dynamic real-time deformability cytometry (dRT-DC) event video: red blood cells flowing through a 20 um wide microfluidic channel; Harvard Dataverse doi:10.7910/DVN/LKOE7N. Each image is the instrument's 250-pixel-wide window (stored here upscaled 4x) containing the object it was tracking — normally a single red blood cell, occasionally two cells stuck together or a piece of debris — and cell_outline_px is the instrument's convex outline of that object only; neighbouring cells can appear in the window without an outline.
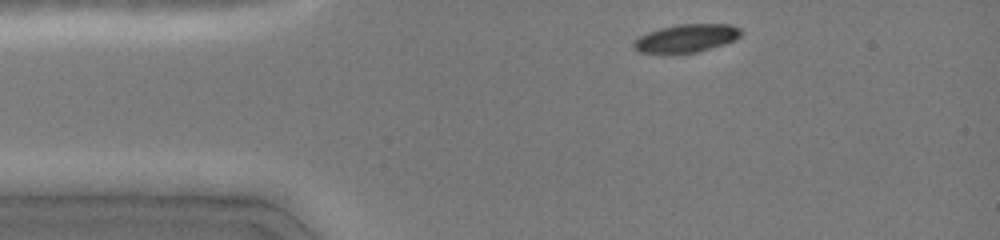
{"species": "common noctule bat (a hibernating species)", "species_latin": "Nyctalus noctula", "temperature_condition": "cold", "stored_images_in_passage": 36, "camera_frame_rate_fps": 3000, "um_per_image_px": 0.085, "animal": {"sex": "female", "body_mass_g": 19.0, "forearm_length_mm": 51.5}, "frame": {"image": 1, "passage_image": 2, "time_ms": 0.333, "image_size_px": [1000, 240], "cell_outline_px": [[744, 32], [736, 40], [700, 52], [640, 52], [632, 48], [632, 44], [640, 36], [648, 32], [660, 28], [680, 24], [728, 24], [740, 28]], "centroid_in_image_um": [58.39, 3.24], "position_along_channel_um": 26.6, "area_um2": 17.4}}
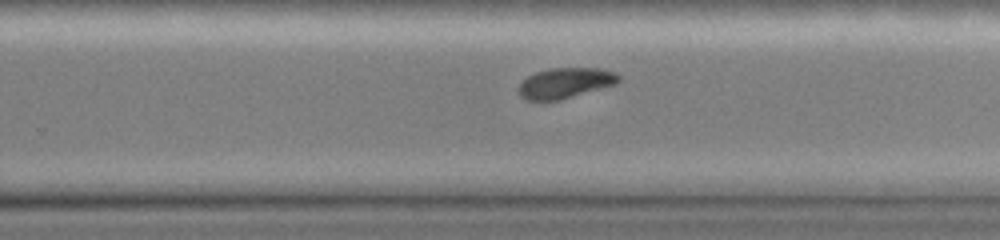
{"frame": {"image": 2, "passage_image": 24, "time_ms": 7.667, "image_size_px": [1000, 240], "cell_outline_px": [[620, 80], [616, 84], [560, 100], [524, 100], [520, 96], [520, 84], [528, 76], [536, 72], [552, 68], [600, 68], [616, 72], [620, 76]], "centroid_in_image_um": [48.08, 7.05], "position_along_channel_um": 281.7, "area_um2": 17.63}}
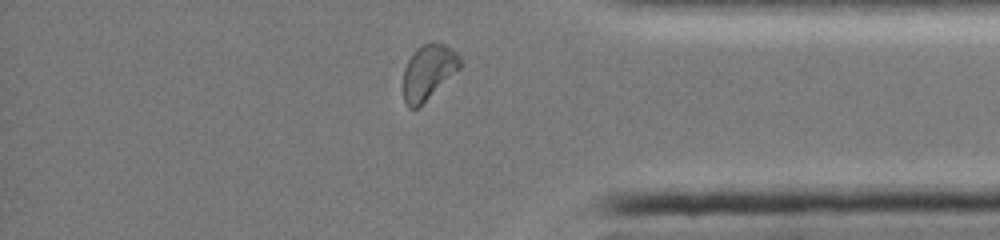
{"frame": {"image": 3, "passage_image": 33, "time_ms": 10.667, "image_size_px": [1000, 240], "cell_outline_px": [[460, 68], [416, 108], [408, 108], [404, 100], [404, 68], [408, 60], [416, 48], [424, 44], [444, 44], [452, 48], [460, 56]], "centroid_in_image_um": [36.4, 6.1], "position_along_channel_um": 398.8, "area_um2": 17.57}, "authors_computed_cell_mechanics": {"area_um2": 18.785, "velocity_mm_per_s": 4.1082, "shape_relaxation_time_tau1_ms": 2.9929, "shape_relaxation_time_tau2_ms": null, "deformation_change_tau1": 0.1536, "deformation_change_tau2": null}}